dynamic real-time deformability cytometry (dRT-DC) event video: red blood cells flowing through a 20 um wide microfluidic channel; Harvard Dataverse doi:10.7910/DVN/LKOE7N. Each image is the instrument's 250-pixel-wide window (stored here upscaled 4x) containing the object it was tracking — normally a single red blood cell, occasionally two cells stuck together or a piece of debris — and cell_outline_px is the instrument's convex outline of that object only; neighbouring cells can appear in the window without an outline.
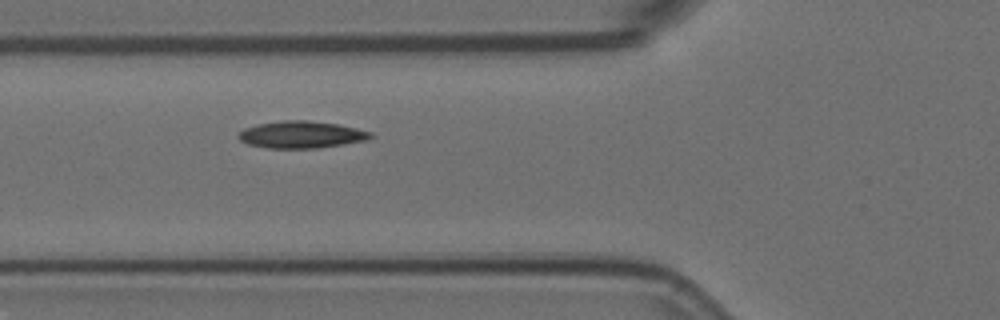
{"species": "Egyptian fruit bat (a non-hibernating species)", "species_latin": "Rousettus aegyptiacus", "temperature_condition": "room temperature", "stored_images_in_passage": 4, "camera_frame_rate_fps": 3000, "um_per_image_px": 0.085, "animal": {"sex": "female"}, "frame": {"image": 1, "passage_image": 4, "time_ms": 1.0, "image_size_px": [1000, 320], "cell_outline_px": [[372, 136], [364, 140], [316, 148], [268, 148], [248, 144], [240, 140], [236, 136], [244, 128], [256, 124], [284, 120], [308, 120], [336, 124], [356, 128], [372, 132]], "centroid_in_image_um": [25.54, 11.43], "position_along_channel_um": 100.3, "area_um2": 20.58}}